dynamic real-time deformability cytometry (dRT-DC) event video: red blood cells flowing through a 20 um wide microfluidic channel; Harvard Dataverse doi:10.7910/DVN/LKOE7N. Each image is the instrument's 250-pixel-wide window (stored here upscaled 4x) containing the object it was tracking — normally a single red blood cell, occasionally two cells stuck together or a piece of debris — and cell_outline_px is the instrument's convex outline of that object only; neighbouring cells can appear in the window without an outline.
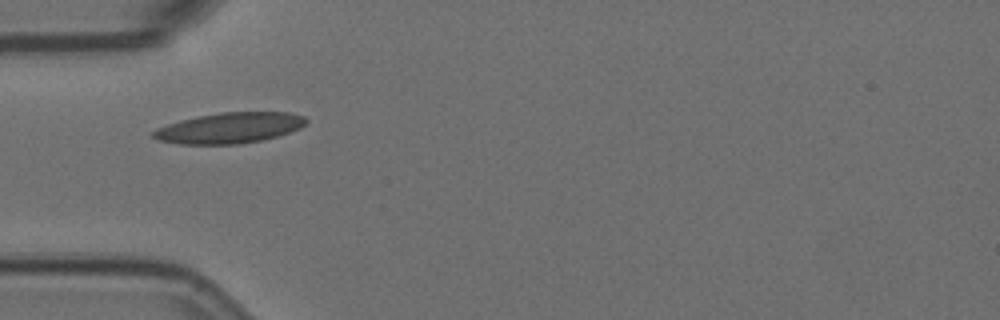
{"species": "Egyptian fruit bat (a non-hibernating species)", "species_latin": "Rousettus aegyptiacus", "temperature_condition": "room temperature", "stored_images_in_passage": 6, "camera_frame_rate_fps": 3000, "um_per_image_px": 0.085, "animal": {"sex": "female"}, "frame": {"image": 1, "passage_image": 5, "time_ms": 1.333, "image_size_px": [1000, 320], "cell_outline_px": [[308, 120], [300, 128], [276, 136], [260, 140], [240, 144], [180, 144], [160, 140], [152, 136], [152, 132], [156, 128], [180, 120], [196, 116], [220, 112], [288, 112], [304, 116]], "centroid_in_image_um": [19.49, 10.86], "position_along_channel_um": 65.5, "area_um2": 27.17}}
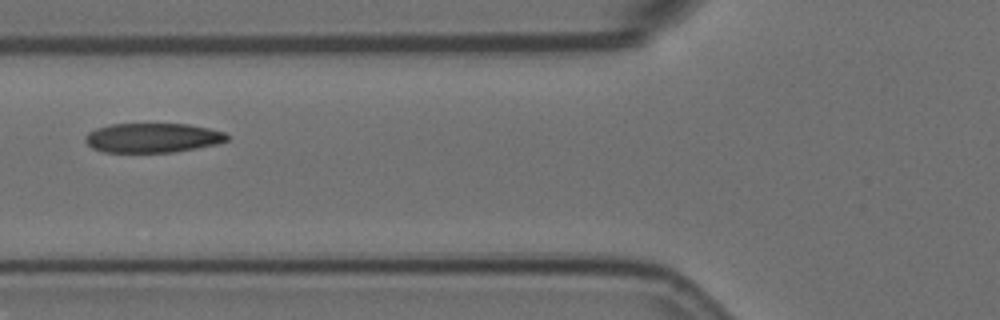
{"frame": {"image": 2, "passage_image": 6, "time_ms": 1.667, "image_size_px": [1000, 320], "cell_outline_px": [[228, 140], [216, 144], [196, 148], [172, 152], [104, 152], [92, 148], [84, 140], [84, 136], [88, 132], [96, 128], [112, 124], [188, 124], [208, 128], [224, 132], [228, 136]], "centroid_in_image_um": [12.94, 11.71], "position_along_channel_um": 112.9, "area_um2": 24.28}}